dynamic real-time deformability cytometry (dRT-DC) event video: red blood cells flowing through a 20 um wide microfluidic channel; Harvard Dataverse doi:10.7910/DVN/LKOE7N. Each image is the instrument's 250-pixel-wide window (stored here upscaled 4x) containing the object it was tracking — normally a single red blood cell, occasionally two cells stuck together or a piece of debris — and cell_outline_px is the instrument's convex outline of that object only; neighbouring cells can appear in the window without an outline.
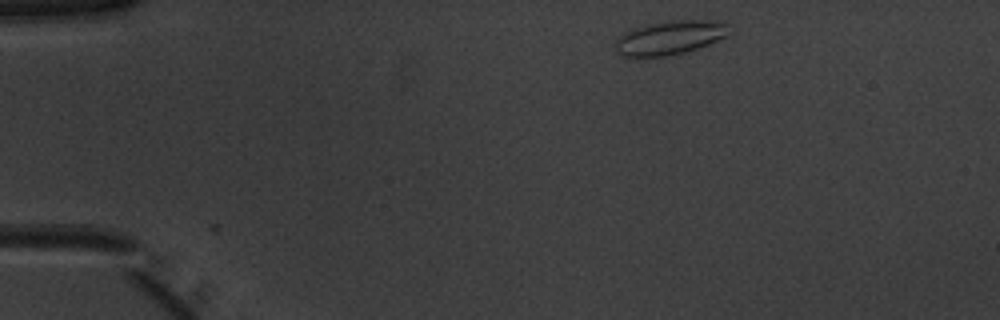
{"species": "common noctule bat (a hibernating species)", "species_latin": "Nyctalus noctula", "temperature_condition": "warm", "stored_images_in_passage": 2, "camera_frame_rate_fps": 3000, "um_per_image_px": 0.085, "animal": {"sex": "male", "body_mass_g": 20.1, "forearm_length_mm": 53.5}, "frame": {"image": 1, "passage_image": 1, "time_ms": 0.0, "image_size_px": [1000, 320], "cell_outline_px": [[728, 36], [720, 40], [684, 52], [668, 56], [648, 60], [628, 60], [620, 56], [616, 52], [616, 40], [624, 32], [632, 28], [648, 24], [668, 20], [704, 20], [728, 24]], "centroid_in_image_um": [56.81, 3.27], "position_along_channel_um": 28.2, "area_um2": 23.35}}